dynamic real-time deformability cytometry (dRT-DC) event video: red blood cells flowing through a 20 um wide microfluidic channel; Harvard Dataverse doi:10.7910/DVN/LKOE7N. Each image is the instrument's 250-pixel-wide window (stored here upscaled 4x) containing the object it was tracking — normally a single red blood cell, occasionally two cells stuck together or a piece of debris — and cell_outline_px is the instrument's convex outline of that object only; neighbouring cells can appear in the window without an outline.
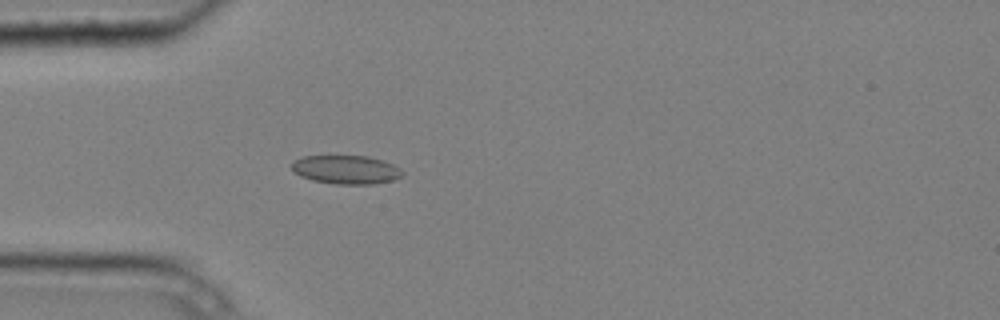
{"species": "common noctule bat (a hibernating species)", "species_latin": "Nyctalus noctula", "temperature_condition": "cold", "stored_images_in_passage": 5, "camera_frame_rate_fps": 3000, "um_per_image_px": 0.085, "animal": {"sex": "male", "body_mass_g": 20.4}, "frame": {"image": 1, "passage_image": 5, "time_ms": 1.333, "image_size_px": [1000, 320], "cell_outline_px": [[404, 176], [392, 180], [376, 184], [336, 184], [312, 180], [300, 176], [292, 172], [292, 164], [300, 156], [368, 156], [384, 160], [400, 168], [404, 172]], "centroid_in_image_um": [29.44, 14.42], "position_along_channel_um": 55.6, "area_um2": 18.67}}